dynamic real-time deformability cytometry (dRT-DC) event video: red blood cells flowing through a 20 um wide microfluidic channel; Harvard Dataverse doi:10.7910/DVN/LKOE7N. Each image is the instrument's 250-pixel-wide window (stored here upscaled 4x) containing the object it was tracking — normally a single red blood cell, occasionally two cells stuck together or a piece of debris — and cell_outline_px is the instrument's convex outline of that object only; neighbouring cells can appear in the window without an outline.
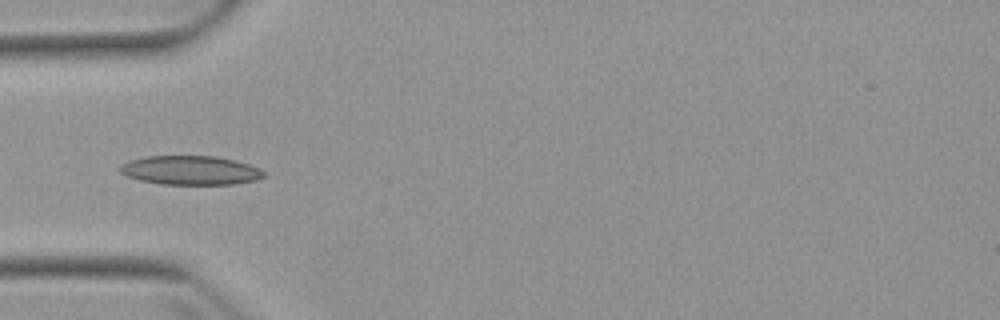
{"species": "Egyptian fruit bat (a non-hibernating species)", "species_latin": "Rousettus aegyptiacus", "temperature_condition": "warm", "stored_images_in_passage": 4, "camera_frame_rate_fps": 3000, "um_per_image_px": 0.085, "animal": {"sex": "female"}, "frame": {"image": 1, "passage_image": 4, "time_ms": 3.667, "image_size_px": [1000, 320], "cell_outline_px": [[264, 176], [256, 180], [236, 184], [160, 184], [140, 180], [128, 176], [120, 172], [116, 168], [120, 164], [128, 160], [144, 156], [216, 156], [248, 164], [260, 168], [264, 172]], "centroid_in_image_um": [16.14, 14.47], "position_along_channel_um": 68.9, "area_um2": 24.45}}